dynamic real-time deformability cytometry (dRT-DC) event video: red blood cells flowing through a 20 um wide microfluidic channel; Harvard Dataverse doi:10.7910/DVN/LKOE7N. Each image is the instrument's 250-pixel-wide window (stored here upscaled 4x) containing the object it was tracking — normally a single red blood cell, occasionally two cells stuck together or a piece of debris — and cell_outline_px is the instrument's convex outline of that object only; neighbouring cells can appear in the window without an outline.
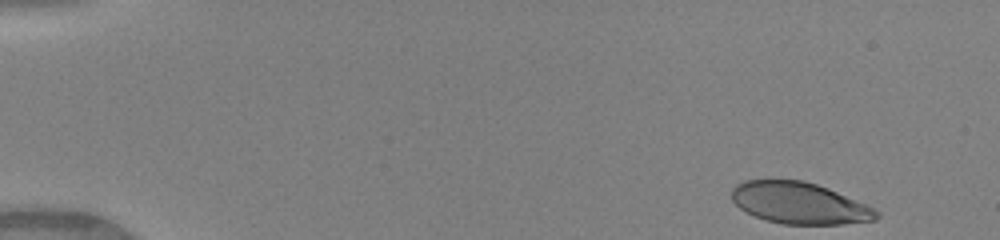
{"species": "human", "species_latin": "Homo sapiens", "temperature_condition": "warm", "stored_images_in_passage": 40, "camera_frame_rate_fps": 3000, "um_per_image_px": 0.085, "donor": {"sex": "female"}, "frame": {"image": 1, "passage_image": 1, "time_ms": 0.0, "image_size_px": [1000, 240], "cell_outline_px": [[880, 216], [876, 220], [844, 224], [780, 224], [764, 220], [740, 208], [732, 200], [732, 188], [736, 184], [744, 180], [768, 176], [804, 180], [828, 188], [864, 204], [880, 212]], "centroid_in_image_um": [67.88, 17.22], "position_along_channel_um": 17.1, "area_um2": 35.78}}
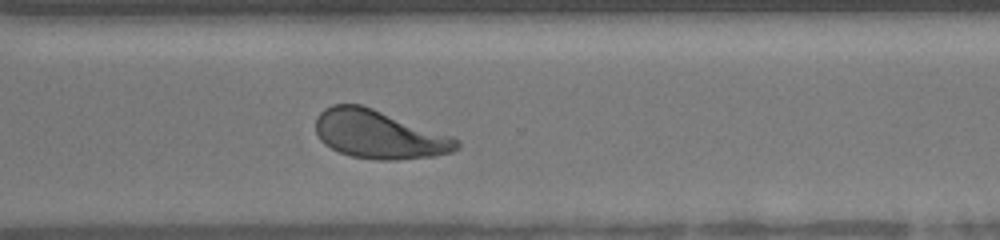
{"frame": {"image": 2, "passage_image": 34, "time_ms": 11.0, "image_size_px": [1000, 240], "cell_outline_px": [[460, 148], [452, 152], [432, 156], [396, 160], [380, 160], [352, 156], [340, 152], [324, 144], [320, 140], [316, 132], [316, 116], [324, 108], [332, 104], [360, 104], [372, 108], [452, 136], [460, 140]], "centroid_in_image_um": [32.21, 11.42], "position_along_channel_um": 338.4, "area_um2": 39.65}}
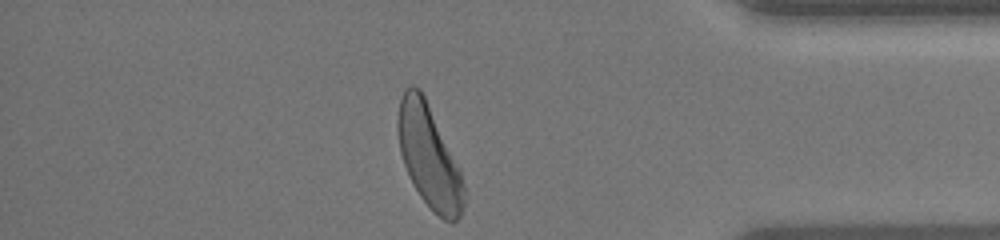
{"frame": {"image": 3, "passage_image": 40, "time_ms": 13.0, "image_size_px": [1000, 240], "cell_outline_px": [[468, 192], [460, 216], [452, 224], [444, 220], [420, 196], [408, 176], [400, 152], [396, 132], [396, 120], [400, 100], [404, 88], [408, 84], [412, 84], [420, 88], [460, 168]], "centroid_in_image_um": [36.47, 13.29], "position_along_channel_um": 398.7, "area_um2": 39.94}, "authors_computed_cell_mechanics": {"area_um2": 39.3329, "velocity_mm_per_s": 4.1079, "shape_relaxation_time_tau1_ms": 2.6146, "shape_relaxation_time_tau2_ms": null, "deformation_change_tau1": 0.1669, "deformation_change_tau2": null}}